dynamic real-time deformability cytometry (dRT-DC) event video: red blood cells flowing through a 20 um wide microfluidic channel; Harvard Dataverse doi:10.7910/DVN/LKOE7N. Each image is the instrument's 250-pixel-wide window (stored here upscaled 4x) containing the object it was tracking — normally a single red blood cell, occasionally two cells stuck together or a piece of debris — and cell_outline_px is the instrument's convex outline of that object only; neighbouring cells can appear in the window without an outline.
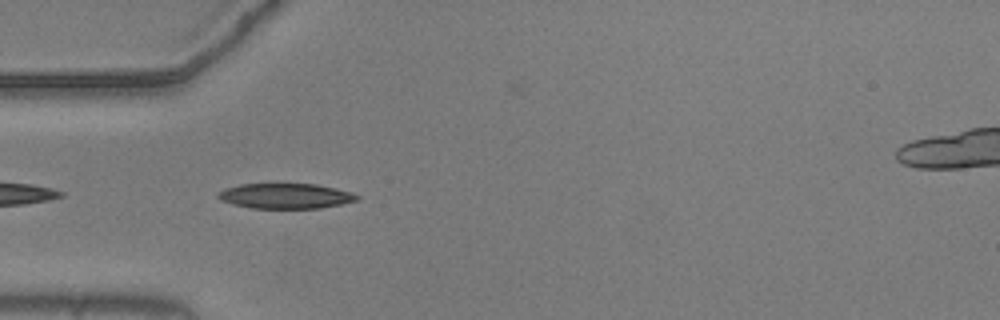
{"species": "common noctule bat (a hibernating species)", "species_latin": "Nyctalus noctula", "temperature_condition": "warm", "stored_images_in_passage": 9, "camera_frame_rate_fps": 3000, "um_per_image_px": 0.085, "animal": {"sex": "male", "body_mass_g": 20.5, "forearm_length_mm": 52.5}, "frame": {"image": 1, "passage_image": 3, "time_ms": 0.667, "image_size_px": [1000, 320], "cell_outline_px": [[360, 196], [356, 200], [340, 204], [320, 208], [252, 208], [232, 204], [220, 200], [216, 196], [224, 188], [240, 184], [316, 184], [336, 188], [352, 192]], "centroid_in_image_um": [24.25, 16.65], "position_along_channel_um": 60.7, "area_um2": 20.35}}